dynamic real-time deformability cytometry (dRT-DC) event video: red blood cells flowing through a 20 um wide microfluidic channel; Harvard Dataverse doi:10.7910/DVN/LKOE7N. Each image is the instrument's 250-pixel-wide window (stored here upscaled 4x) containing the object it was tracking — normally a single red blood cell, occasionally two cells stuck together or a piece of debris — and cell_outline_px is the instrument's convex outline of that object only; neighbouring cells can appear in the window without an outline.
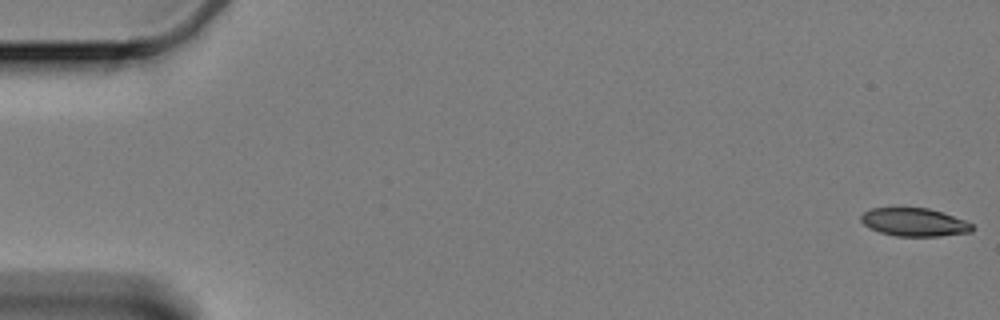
{"species": "Egyptian fruit bat (a non-hibernating species)", "species_latin": "Rousettus aegyptiacus", "temperature_condition": "cold", "stored_images_in_passage": 60, "camera_frame_rate_fps": 3000, "um_per_image_px": 0.085, "animal": {"sex": "female"}, "frame": {"image": 1, "passage_image": 1, "time_ms": 0.0, "image_size_px": [1000, 320], "cell_outline_px": [[976, 228], [972, 232], [940, 236], [896, 236], [880, 232], [868, 228], [860, 220], [860, 216], [864, 212], [872, 208], [928, 208], [964, 220], [972, 224]], "centroid_in_image_um": [77.71, 18.9], "position_along_channel_um": 7.3, "area_um2": 18.21}}
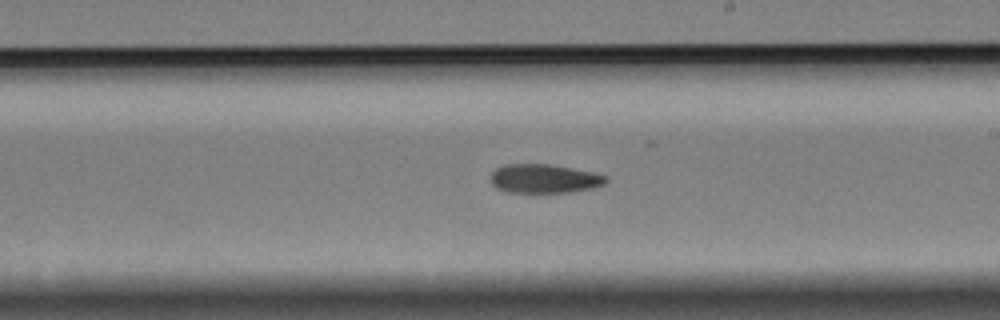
{"frame": {"image": 2, "passage_image": 35, "time_ms": 11.333, "image_size_px": [1000, 320], "cell_outline_px": [[608, 180], [604, 184], [596, 188], [568, 192], [504, 192], [496, 188], [492, 184], [492, 172], [496, 168], [504, 164], [548, 164], [572, 168], [592, 172], [608, 176]], "centroid_in_image_um": [46.27, 15.19], "position_along_channel_um": 242.7, "area_um2": 19.48}}
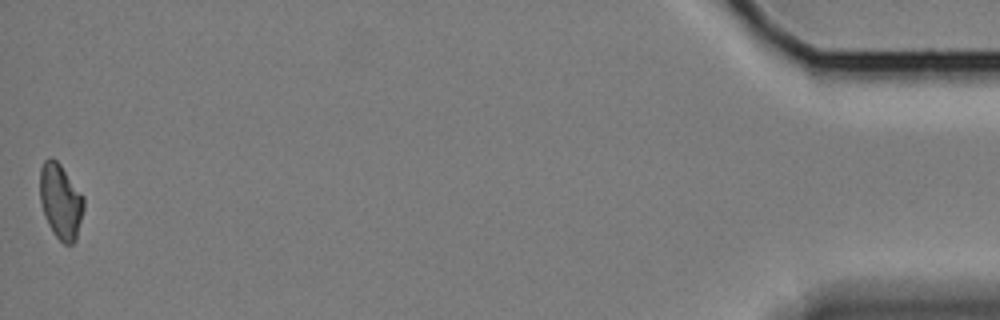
{"frame": {"image": 3, "passage_image": 60, "time_ms": 19.667, "image_size_px": [1000, 320], "cell_outline_px": [[84, 208], [76, 240], [72, 244], [64, 244], [52, 232], [44, 216], [40, 200], [40, 168], [44, 160], [48, 156], [52, 156], [60, 164], [84, 196]], "centroid_in_image_um": [5.15, 17.09], "position_along_channel_um": 430.1, "area_um2": 19.36}, "authors_computed_cell_mechanics": {"area_um2": 19.9699, "velocity_mm_per_s": 3.3352, "shape_relaxation_time_tau1_ms": 7.2806, "shape_relaxation_time_tau2_ms": 9.2697, "deformation_change_tau1": 0.162, "deformation_change_tau2": 0.1609}}